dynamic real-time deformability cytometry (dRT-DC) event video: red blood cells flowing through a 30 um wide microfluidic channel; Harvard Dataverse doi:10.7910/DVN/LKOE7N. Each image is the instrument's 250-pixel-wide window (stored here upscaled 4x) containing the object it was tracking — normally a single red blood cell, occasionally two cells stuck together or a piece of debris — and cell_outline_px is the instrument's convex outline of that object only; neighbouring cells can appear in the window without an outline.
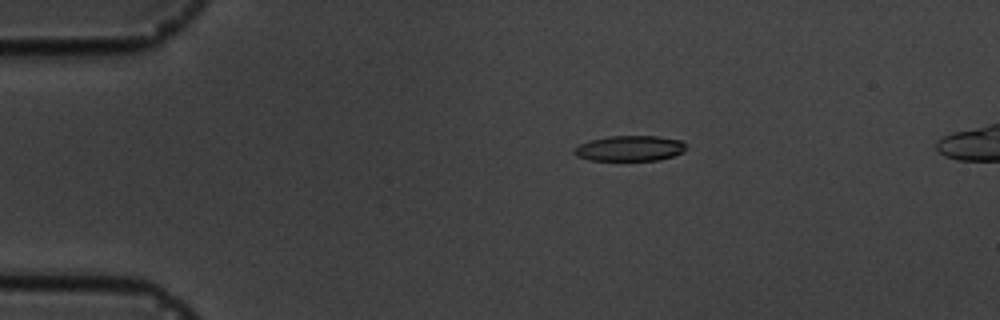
{"species": "common noctule bat (a hibernating species)", "species_latin": "Nyctalus noctula", "temperature_condition": "cold", "stored_images_in_passage": 17, "camera_frame_rate_fps": 3000, "um_per_image_px": 0.085, "animal": {"sex": "male", "body_mass_g": 19.5, "forearm_length_mm": 54.6}, "frame": {"image": 1, "passage_image": 4, "time_ms": 3.333, "image_size_px": [1000, 320], "cell_outline_px": [[688, 148], [684, 152], [660, 160], [588, 160], [576, 156], [572, 152], [572, 148], [588, 140], [608, 136], [660, 136], [680, 140], [688, 144]], "centroid_in_image_um": [53.53, 12.6], "position_along_channel_um": 31.5, "area_um2": 16.94}}
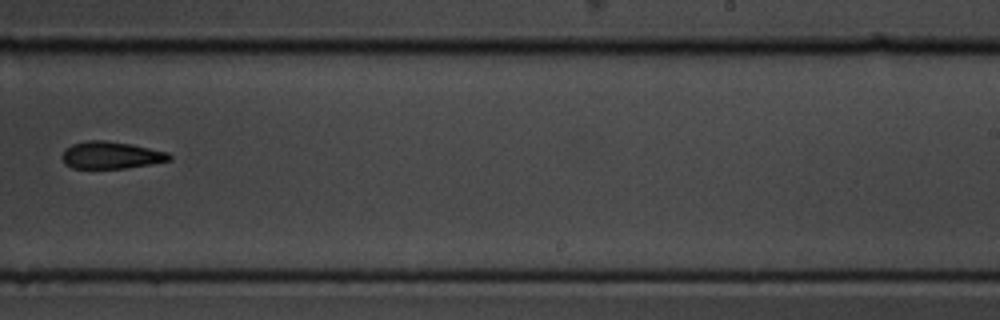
{"frame": {"image": 2, "passage_image": 11, "time_ms": 11.667, "image_size_px": [1000, 320], "cell_outline_px": [[172, 160], [152, 164], [124, 168], [72, 168], [64, 164], [60, 156], [64, 148], [72, 144], [88, 140], [104, 140], [132, 144], [168, 152], [172, 156]], "centroid_in_image_um": [9.41, 13.18], "position_along_channel_um": 279.6, "area_um2": 17.22}}
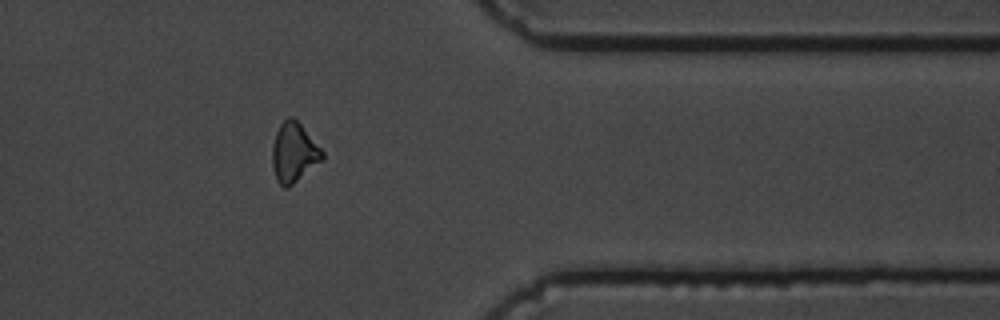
{"frame": {"image": 3, "passage_image": 14, "time_ms": 15.0, "image_size_px": [1000, 320], "cell_outline_px": [[324, 160], [288, 188], [284, 188], [276, 180], [272, 168], [272, 144], [276, 132], [280, 124], [288, 116], [292, 116], [300, 124], [324, 152]], "centroid_in_image_um": [24.97, 12.99], "position_along_channel_um": 386.4, "area_um2": 17.51}}